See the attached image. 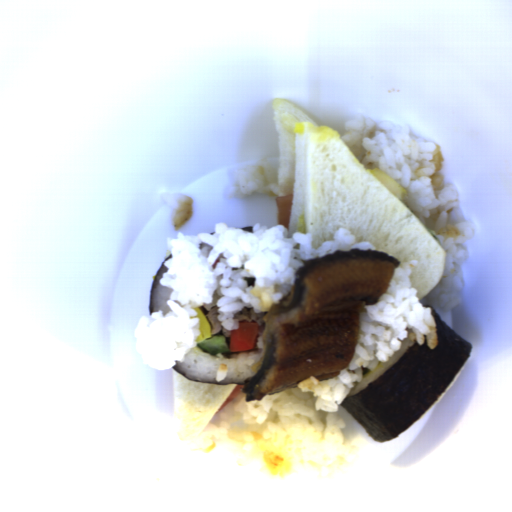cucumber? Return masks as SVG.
<instances>
[{
    "mask_svg": "<svg viewBox=\"0 0 512 512\" xmlns=\"http://www.w3.org/2000/svg\"><path fill=\"white\" fill-rule=\"evenodd\" d=\"M196 346L209 355L231 353L224 335L210 336L203 341L195 342Z\"/></svg>",
    "mask_w": 512,
    "mask_h": 512,
    "instance_id": "1",
    "label": "cucumber"
}]
</instances>
